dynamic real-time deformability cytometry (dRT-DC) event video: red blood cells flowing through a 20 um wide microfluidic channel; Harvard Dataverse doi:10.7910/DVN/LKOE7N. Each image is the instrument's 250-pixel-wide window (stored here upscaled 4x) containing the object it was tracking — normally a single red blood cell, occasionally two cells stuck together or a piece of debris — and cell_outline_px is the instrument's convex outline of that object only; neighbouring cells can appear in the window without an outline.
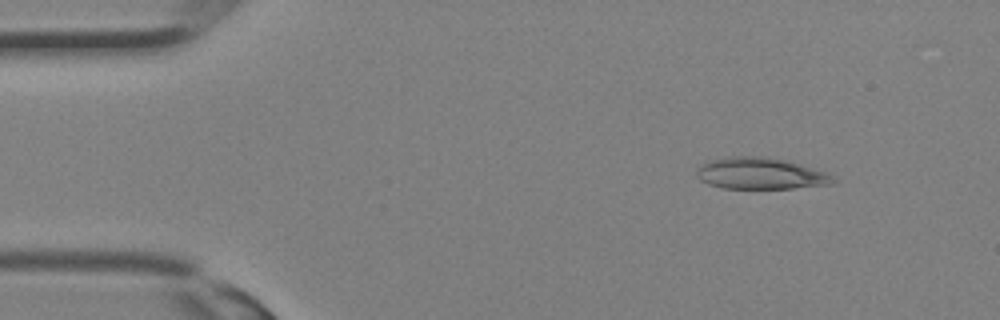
{"species": "Egyptian fruit bat (a non-hibernating species)", "species_latin": "Rousettus aegyptiacus", "temperature_condition": "room temperature", "stored_images_in_passage": 32, "camera_frame_rate_fps": 3000, "um_per_image_px": 0.085, "animal": {"sex": "female"}, "frame": {"image": 1, "passage_image": 4, "time_ms": 1.0, "image_size_px": [1000, 320], "cell_outline_px": [[840, 180], [832, 184], [792, 188], [724, 188], [708, 184], [700, 180], [696, 176], [696, 172], [708, 160], [728, 156], [764, 156], [788, 160], [836, 176]], "centroid_in_image_um": [64.68, 14.74], "position_along_channel_um": 20.3, "area_um2": 25.2}}
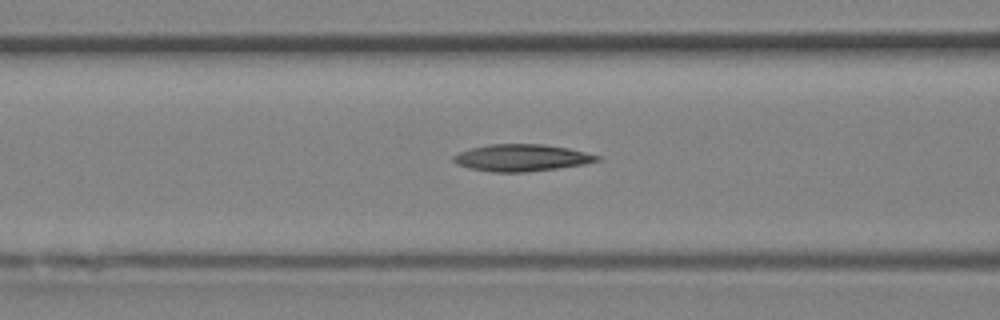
{"frame": {"image": 2, "passage_image": 13, "time_ms": 4.0, "image_size_px": [1000, 320], "cell_outline_px": [[600, 160], [584, 164], [556, 168], [524, 172], [492, 172], [468, 168], [456, 164], [452, 160], [452, 156], [460, 152], [472, 148], [488, 144], [544, 144], [568, 148], [600, 156]], "centroid_in_image_um": [44.29, 13.41], "position_along_channel_um": 122.3, "area_um2": 22.43}}
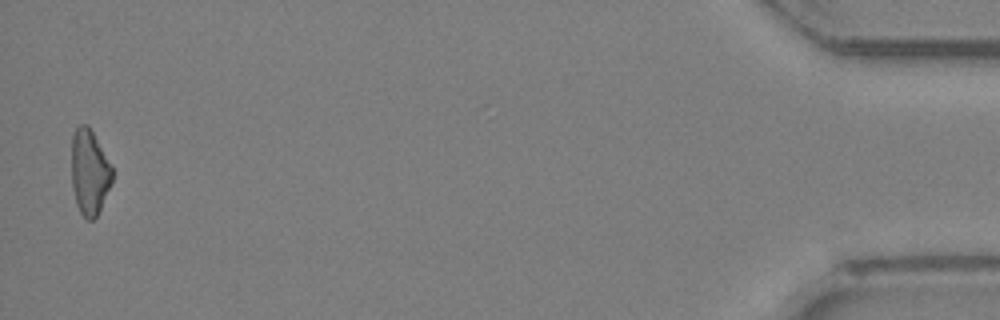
{"frame": {"image": 3, "passage_image": 32, "time_ms": 10.333, "image_size_px": [1000, 320], "cell_outline_px": [[112, 184], [96, 216], [92, 220], [88, 220], [80, 212], [76, 204], [72, 188], [72, 136], [76, 128], [80, 124], [88, 124], [112, 164]], "centroid_in_image_um": [7.61, 14.61], "position_along_channel_um": 427.6, "area_um2": 20.35}}